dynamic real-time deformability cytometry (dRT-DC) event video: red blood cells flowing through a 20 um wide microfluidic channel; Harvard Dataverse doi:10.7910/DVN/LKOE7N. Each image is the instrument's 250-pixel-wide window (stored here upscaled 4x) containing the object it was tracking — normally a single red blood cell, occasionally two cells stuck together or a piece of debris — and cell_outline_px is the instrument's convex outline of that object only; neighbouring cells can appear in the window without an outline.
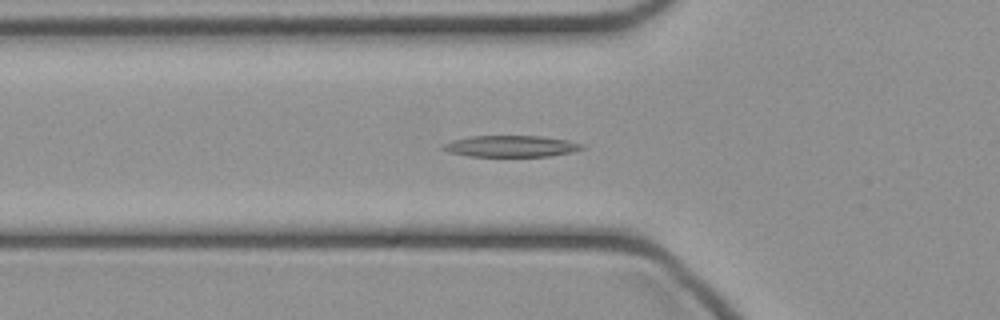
{"species": "common noctule bat (a hibernating species)", "species_latin": "Nyctalus noctula", "temperature_condition": "cold", "stored_images_in_passage": 45, "camera_frame_rate_fps": 3000, "um_per_image_px": 0.085, "animal": {"sex": "female", "body_mass_g": 21.9}, "frame": {"image": 1, "passage_image": 15, "time_ms": 4.667, "image_size_px": [1000, 320], "cell_outline_px": [[588, 148], [572, 152], [548, 156], [468, 156], [448, 152], [440, 148], [444, 144], [452, 140], [472, 136], [540, 136], [568, 140], [584, 144]], "centroid_in_image_um": [43.47, 12.43], "position_along_channel_um": 82.3, "area_um2": 17.4}}
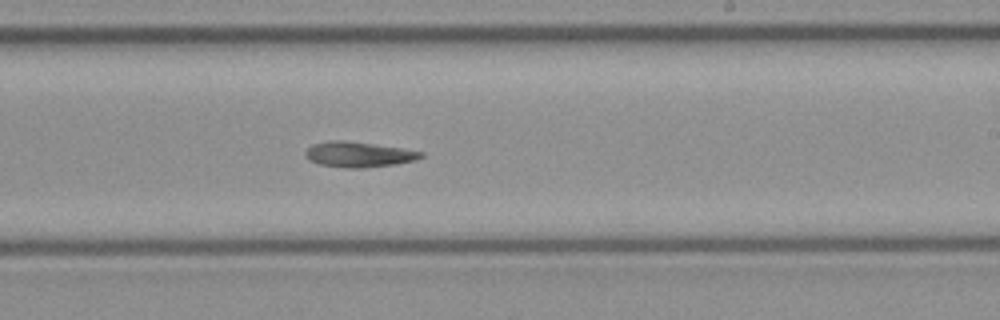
{"frame": {"image": 2, "passage_image": 27, "time_ms": 8.667, "image_size_px": [1000, 320], "cell_outline_px": [[424, 156], [416, 160], [396, 164], [364, 168], [344, 168], [320, 164], [308, 160], [304, 156], [304, 152], [312, 144], [328, 140], [344, 140], [404, 148], [424, 152]], "centroid_in_image_um": [30.47, 13.12], "position_along_channel_um": 258.5, "area_um2": 17.34}}
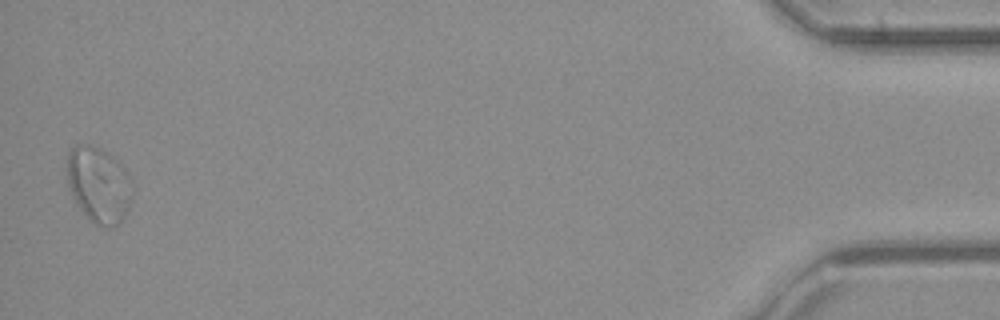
{"frame": {"image": 3, "passage_image": 45, "time_ms": 14.667, "image_size_px": [1000, 320], "cell_outline_px": [[132, 200], [124, 220], [120, 224], [112, 228], [108, 228], [96, 224], [88, 220], [76, 204], [68, 188], [68, 152], [76, 144], [88, 144], [100, 148], [120, 160], [128, 172], [132, 180]], "centroid_in_image_um": [8.43, 15.73], "position_along_channel_um": 426.8, "area_um2": 29.71}}